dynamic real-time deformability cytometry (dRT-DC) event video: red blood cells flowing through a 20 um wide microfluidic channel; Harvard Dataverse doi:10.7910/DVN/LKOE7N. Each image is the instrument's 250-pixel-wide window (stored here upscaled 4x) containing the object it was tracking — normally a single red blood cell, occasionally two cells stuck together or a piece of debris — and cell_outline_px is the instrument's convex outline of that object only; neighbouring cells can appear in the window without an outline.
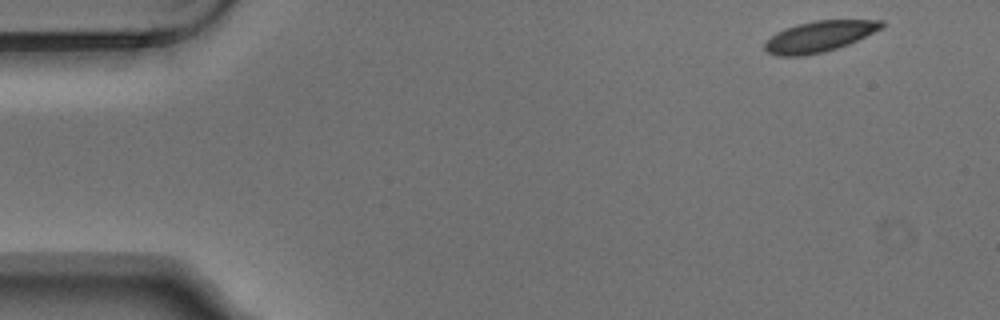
{"species": "Egyptian fruit bat (a non-hibernating species)", "species_latin": "Rousettus aegyptiacus", "temperature_condition": "warm", "stored_images_in_passage": 6, "camera_frame_rate_fps": 3000, "um_per_image_px": 0.085, "animal": {"sex": "male"}, "frame": {"image": 1, "passage_image": 1, "time_ms": 0.0, "image_size_px": [1000, 320], "cell_outline_px": [[884, 28], [848, 44], [824, 52], [804, 56], [776, 56], [768, 52], [764, 48], [764, 44], [776, 32], [784, 28], [796, 24], [816, 20], [884, 20]], "centroid_in_image_um": [69.65, 3.09], "position_along_channel_um": 15.4, "area_um2": 21.1}}
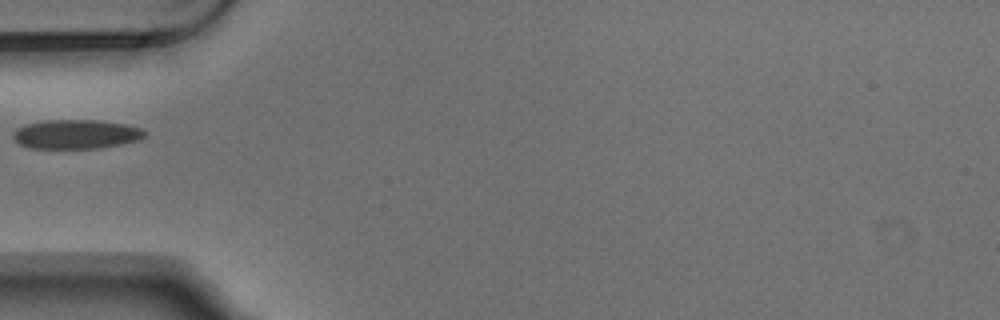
{"frame": {"image": 2, "passage_image": 4, "time_ms": 1.0, "image_size_px": [1000, 320], "cell_outline_px": [[144, 136], [140, 140], [100, 148], [32, 148], [20, 144], [12, 136], [12, 132], [16, 128], [28, 124], [48, 120], [96, 120], [124, 124], [140, 128], [144, 132]], "centroid_in_image_um": [6.45, 11.41], "position_along_channel_um": 78.6, "area_um2": 22.14}}
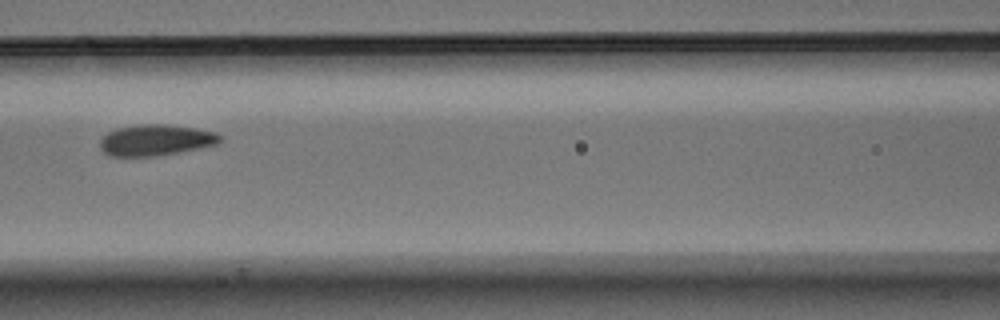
{"frame": {"image": 3, "passage_image": 6, "time_ms": 1.667, "image_size_px": [1000, 320], "cell_outline_px": [[224, 136], [216, 144], [176, 152], [152, 156], [108, 156], [100, 148], [100, 140], [108, 132], [116, 128], [140, 124], [164, 124], [196, 128], [216, 132]], "centroid_in_image_um": [13.21, 11.89], "position_along_channel_um": 153.4, "area_um2": 21.56}}